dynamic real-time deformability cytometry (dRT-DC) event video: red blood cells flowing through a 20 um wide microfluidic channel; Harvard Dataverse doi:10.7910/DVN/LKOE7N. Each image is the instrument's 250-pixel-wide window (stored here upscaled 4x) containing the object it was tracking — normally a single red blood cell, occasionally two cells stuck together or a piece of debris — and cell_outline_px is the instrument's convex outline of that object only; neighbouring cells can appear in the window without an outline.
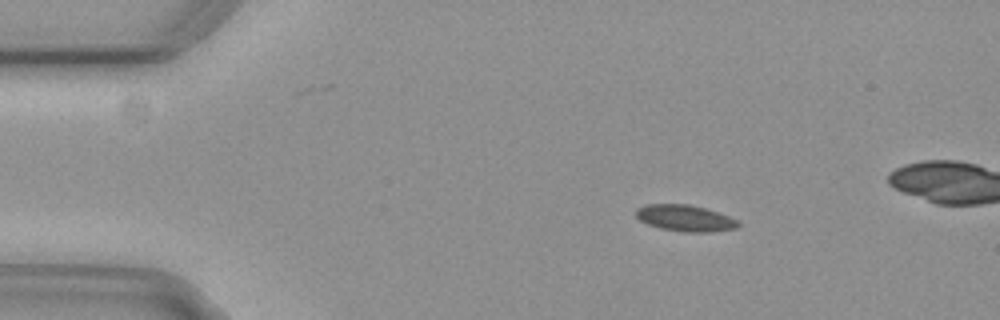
{"species": "common noctule bat (a hibernating species)", "species_latin": "Nyctalus noctula", "temperature_condition": "cold", "stored_images_in_passage": 40, "camera_frame_rate_fps": 3000, "um_per_image_px": 0.085, "animal": {"sex": "female", "body_mass_g": 29.2, "forearm_length_mm": 56.3}, "frame": {"image": 1, "passage_image": 1, "time_ms": 0.0, "image_size_px": [1000, 320], "cell_outline_px": [[740, 224], [736, 228], [712, 232], [684, 232], [660, 228], [648, 224], [640, 220], [636, 216], [636, 208], [644, 204], [688, 204], [704, 208], [740, 220]], "centroid_in_image_um": [58.23, 18.54], "position_along_channel_um": 26.8, "area_um2": 15.72}}
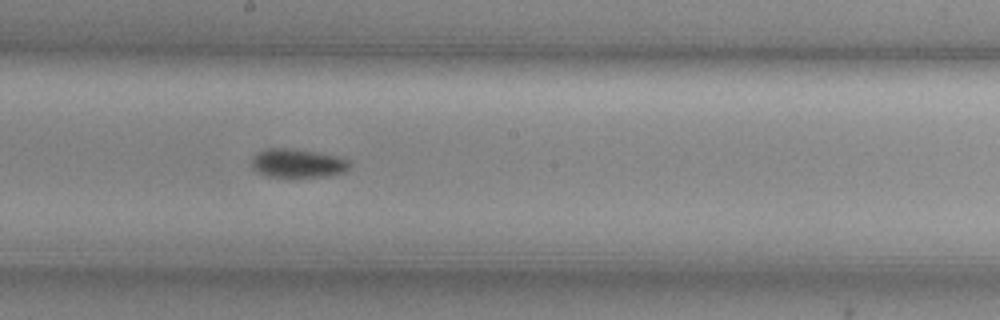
{"frame": {"image": 2, "passage_image": 22, "time_ms": 7.0, "image_size_px": [1000, 320], "cell_outline_px": [[352, 164], [344, 172], [332, 176], [292, 180], [264, 176], [256, 172], [252, 168], [252, 156], [268, 148], [284, 148], [312, 152], [336, 156], [348, 160]], "centroid_in_image_um": [25.28, 13.96], "position_along_channel_um": 222.9, "area_um2": 17.11}}
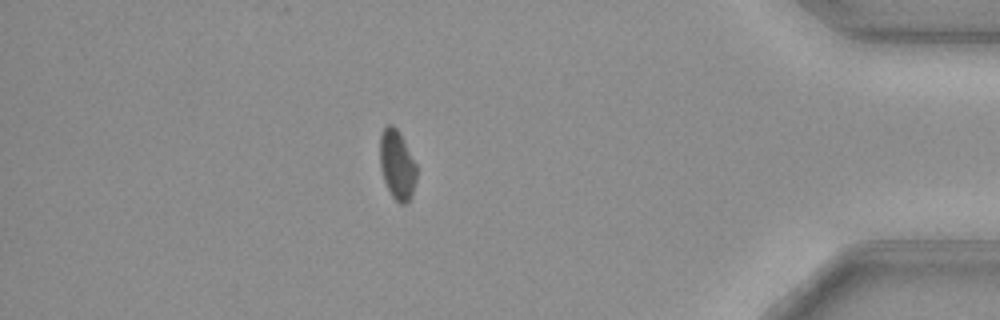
{"frame": {"image": 3, "passage_image": 40, "time_ms": 13.0, "image_size_px": [1000, 320], "cell_outline_px": [[416, 180], [412, 196], [408, 204], [400, 204], [392, 196], [384, 180], [380, 168], [380, 132], [388, 124], [392, 124], [400, 132], [416, 164]], "centroid_in_image_um": [33.75, 14.01], "position_along_channel_um": 401.4, "area_um2": 14.97}, "authors_computed_cell_mechanics": {"area_um2": 15.6638, "velocity_mm_per_s": 3.7095, "shape_relaxation_time_tau1_ms": 5.4441, "shape_relaxation_time_tau2_ms": null, "deformation_change_tau1": 0.1014, "deformation_change_tau2": null}}